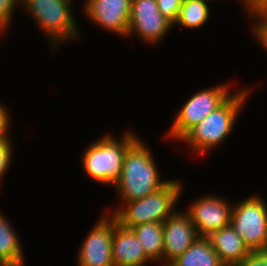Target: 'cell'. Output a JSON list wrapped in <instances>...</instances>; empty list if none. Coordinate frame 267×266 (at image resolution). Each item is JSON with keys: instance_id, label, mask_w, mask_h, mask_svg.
I'll use <instances>...</instances> for the list:
<instances>
[{"instance_id": "obj_1", "label": "cell", "mask_w": 267, "mask_h": 266, "mask_svg": "<svg viewBox=\"0 0 267 266\" xmlns=\"http://www.w3.org/2000/svg\"><path fill=\"white\" fill-rule=\"evenodd\" d=\"M144 142L139 137L125 153L121 176L114 185L122 204L141 199L170 181L161 180L153 153Z\"/></svg>"}, {"instance_id": "obj_2", "label": "cell", "mask_w": 267, "mask_h": 266, "mask_svg": "<svg viewBox=\"0 0 267 266\" xmlns=\"http://www.w3.org/2000/svg\"><path fill=\"white\" fill-rule=\"evenodd\" d=\"M251 88L239 89L221 107L192 128L180 141L184 142L195 154H207L230 135L249 97ZM241 111V112H240ZM201 153V154H200Z\"/></svg>"}, {"instance_id": "obj_3", "label": "cell", "mask_w": 267, "mask_h": 266, "mask_svg": "<svg viewBox=\"0 0 267 266\" xmlns=\"http://www.w3.org/2000/svg\"><path fill=\"white\" fill-rule=\"evenodd\" d=\"M115 138L106 133L84 150L82 168L92 181L114 186L121 176L125 153L139 136L126 130L121 139Z\"/></svg>"}, {"instance_id": "obj_4", "label": "cell", "mask_w": 267, "mask_h": 266, "mask_svg": "<svg viewBox=\"0 0 267 266\" xmlns=\"http://www.w3.org/2000/svg\"><path fill=\"white\" fill-rule=\"evenodd\" d=\"M182 187L180 180L171 179L165 186L141 199L125 202L113 212L109 208L108 213H112L117 223L127 229L149 222L163 223L177 210L174 207L180 200Z\"/></svg>"}, {"instance_id": "obj_5", "label": "cell", "mask_w": 267, "mask_h": 266, "mask_svg": "<svg viewBox=\"0 0 267 266\" xmlns=\"http://www.w3.org/2000/svg\"><path fill=\"white\" fill-rule=\"evenodd\" d=\"M74 0H20V5L34 18L56 51L61 43L77 40L80 29L73 15Z\"/></svg>"}, {"instance_id": "obj_6", "label": "cell", "mask_w": 267, "mask_h": 266, "mask_svg": "<svg viewBox=\"0 0 267 266\" xmlns=\"http://www.w3.org/2000/svg\"><path fill=\"white\" fill-rule=\"evenodd\" d=\"M228 83L204 88L190 97L176 114L166 137L181 140L192 128L205 119L210 112L221 107L233 94Z\"/></svg>"}, {"instance_id": "obj_7", "label": "cell", "mask_w": 267, "mask_h": 266, "mask_svg": "<svg viewBox=\"0 0 267 266\" xmlns=\"http://www.w3.org/2000/svg\"><path fill=\"white\" fill-rule=\"evenodd\" d=\"M230 225L250 250L267 249V204L260 195L234 204Z\"/></svg>"}, {"instance_id": "obj_8", "label": "cell", "mask_w": 267, "mask_h": 266, "mask_svg": "<svg viewBox=\"0 0 267 266\" xmlns=\"http://www.w3.org/2000/svg\"><path fill=\"white\" fill-rule=\"evenodd\" d=\"M116 218L105 212L83 239L77 254V266H114L112 259L113 229Z\"/></svg>"}, {"instance_id": "obj_9", "label": "cell", "mask_w": 267, "mask_h": 266, "mask_svg": "<svg viewBox=\"0 0 267 266\" xmlns=\"http://www.w3.org/2000/svg\"><path fill=\"white\" fill-rule=\"evenodd\" d=\"M172 26L159 11L157 0H131L127 37L134 34L148 44L157 45Z\"/></svg>"}, {"instance_id": "obj_10", "label": "cell", "mask_w": 267, "mask_h": 266, "mask_svg": "<svg viewBox=\"0 0 267 266\" xmlns=\"http://www.w3.org/2000/svg\"><path fill=\"white\" fill-rule=\"evenodd\" d=\"M187 209L199 236L208 237L222 227L230 225L232 207L219 195H205L190 203Z\"/></svg>"}, {"instance_id": "obj_11", "label": "cell", "mask_w": 267, "mask_h": 266, "mask_svg": "<svg viewBox=\"0 0 267 266\" xmlns=\"http://www.w3.org/2000/svg\"><path fill=\"white\" fill-rule=\"evenodd\" d=\"M178 210L163 222V266H168L199 238L189 214Z\"/></svg>"}, {"instance_id": "obj_12", "label": "cell", "mask_w": 267, "mask_h": 266, "mask_svg": "<svg viewBox=\"0 0 267 266\" xmlns=\"http://www.w3.org/2000/svg\"><path fill=\"white\" fill-rule=\"evenodd\" d=\"M84 15L93 24L127 37L131 0H85Z\"/></svg>"}, {"instance_id": "obj_13", "label": "cell", "mask_w": 267, "mask_h": 266, "mask_svg": "<svg viewBox=\"0 0 267 266\" xmlns=\"http://www.w3.org/2000/svg\"><path fill=\"white\" fill-rule=\"evenodd\" d=\"M112 259L114 266H142L153 264L131 229L117 224L112 236Z\"/></svg>"}, {"instance_id": "obj_14", "label": "cell", "mask_w": 267, "mask_h": 266, "mask_svg": "<svg viewBox=\"0 0 267 266\" xmlns=\"http://www.w3.org/2000/svg\"><path fill=\"white\" fill-rule=\"evenodd\" d=\"M208 238L225 266H238L251 251L231 225L213 232Z\"/></svg>"}, {"instance_id": "obj_15", "label": "cell", "mask_w": 267, "mask_h": 266, "mask_svg": "<svg viewBox=\"0 0 267 266\" xmlns=\"http://www.w3.org/2000/svg\"><path fill=\"white\" fill-rule=\"evenodd\" d=\"M0 211V266H24V251L12 224Z\"/></svg>"}, {"instance_id": "obj_16", "label": "cell", "mask_w": 267, "mask_h": 266, "mask_svg": "<svg viewBox=\"0 0 267 266\" xmlns=\"http://www.w3.org/2000/svg\"><path fill=\"white\" fill-rule=\"evenodd\" d=\"M168 266H225L213 249L208 237L197 240Z\"/></svg>"}, {"instance_id": "obj_17", "label": "cell", "mask_w": 267, "mask_h": 266, "mask_svg": "<svg viewBox=\"0 0 267 266\" xmlns=\"http://www.w3.org/2000/svg\"><path fill=\"white\" fill-rule=\"evenodd\" d=\"M146 256L156 264L163 265V223L149 222L132 227Z\"/></svg>"}, {"instance_id": "obj_18", "label": "cell", "mask_w": 267, "mask_h": 266, "mask_svg": "<svg viewBox=\"0 0 267 266\" xmlns=\"http://www.w3.org/2000/svg\"><path fill=\"white\" fill-rule=\"evenodd\" d=\"M213 0H185L182 1L178 17L174 27L180 26L182 29H198L205 25L210 17L209 3Z\"/></svg>"}, {"instance_id": "obj_19", "label": "cell", "mask_w": 267, "mask_h": 266, "mask_svg": "<svg viewBox=\"0 0 267 266\" xmlns=\"http://www.w3.org/2000/svg\"><path fill=\"white\" fill-rule=\"evenodd\" d=\"M248 16L255 21L252 23L255 40L267 51V8L251 12Z\"/></svg>"}, {"instance_id": "obj_20", "label": "cell", "mask_w": 267, "mask_h": 266, "mask_svg": "<svg viewBox=\"0 0 267 266\" xmlns=\"http://www.w3.org/2000/svg\"><path fill=\"white\" fill-rule=\"evenodd\" d=\"M13 143H11V138L9 136L0 138V185L2 183V178L9 171L10 164L12 162L13 155Z\"/></svg>"}, {"instance_id": "obj_21", "label": "cell", "mask_w": 267, "mask_h": 266, "mask_svg": "<svg viewBox=\"0 0 267 266\" xmlns=\"http://www.w3.org/2000/svg\"><path fill=\"white\" fill-rule=\"evenodd\" d=\"M20 0H0V34L7 32ZM5 31V32H4Z\"/></svg>"}, {"instance_id": "obj_22", "label": "cell", "mask_w": 267, "mask_h": 266, "mask_svg": "<svg viewBox=\"0 0 267 266\" xmlns=\"http://www.w3.org/2000/svg\"><path fill=\"white\" fill-rule=\"evenodd\" d=\"M157 6L162 16L174 26L182 6V0H157Z\"/></svg>"}, {"instance_id": "obj_23", "label": "cell", "mask_w": 267, "mask_h": 266, "mask_svg": "<svg viewBox=\"0 0 267 266\" xmlns=\"http://www.w3.org/2000/svg\"><path fill=\"white\" fill-rule=\"evenodd\" d=\"M238 266H267V249L251 250Z\"/></svg>"}, {"instance_id": "obj_24", "label": "cell", "mask_w": 267, "mask_h": 266, "mask_svg": "<svg viewBox=\"0 0 267 266\" xmlns=\"http://www.w3.org/2000/svg\"><path fill=\"white\" fill-rule=\"evenodd\" d=\"M10 111L4 104L0 103V138L10 136L9 126L10 122ZM9 134V135H8Z\"/></svg>"}, {"instance_id": "obj_25", "label": "cell", "mask_w": 267, "mask_h": 266, "mask_svg": "<svg viewBox=\"0 0 267 266\" xmlns=\"http://www.w3.org/2000/svg\"><path fill=\"white\" fill-rule=\"evenodd\" d=\"M239 2L244 5L246 14L267 8V0H239Z\"/></svg>"}]
</instances>
